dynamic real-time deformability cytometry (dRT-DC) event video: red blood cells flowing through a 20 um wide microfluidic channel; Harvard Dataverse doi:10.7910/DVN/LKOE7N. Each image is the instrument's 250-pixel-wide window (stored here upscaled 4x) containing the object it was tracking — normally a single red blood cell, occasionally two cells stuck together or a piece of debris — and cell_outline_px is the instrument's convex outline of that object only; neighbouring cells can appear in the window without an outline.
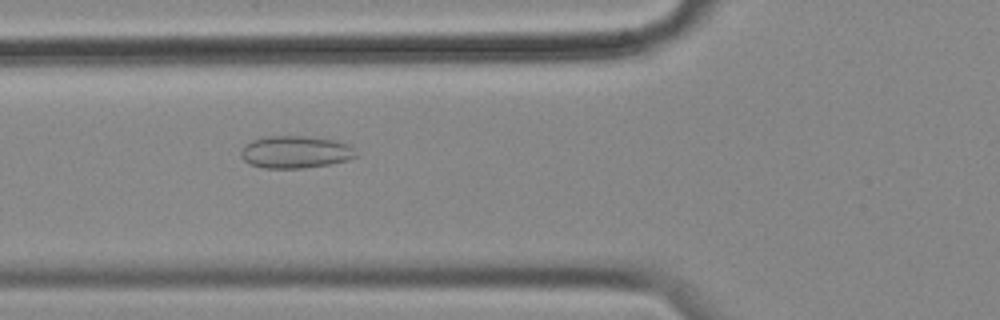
{"species": "common noctule bat (a hibernating species)", "species_latin": "Nyctalus noctula", "temperature_condition": "cold", "stored_images_in_passage": 57, "camera_frame_rate_fps": 3000, "um_per_image_px": 0.085, "animal": {"sex": "female", "body_mass_g": 18.4}, "frame": {"image": 1, "passage_image": 21, "time_ms": 6.667, "image_size_px": [1000, 320], "cell_outline_px": [[356, 156], [348, 160], [328, 164], [304, 168], [264, 168], [248, 164], [240, 156], [240, 152], [244, 144], [252, 140], [264, 136], [304, 136], [336, 140], [348, 144], [352, 148]], "centroid_in_image_um": [25.05, 12.92], "position_along_channel_um": 100.8, "area_um2": 21.73}}
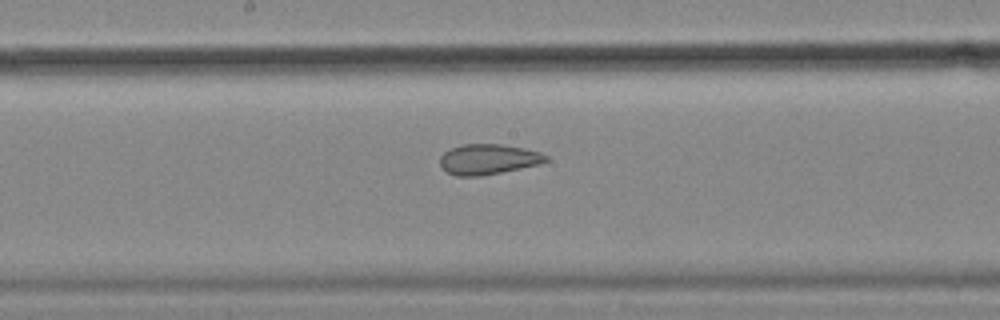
{"frame": {"image": 2, "passage_image": 30, "time_ms": 9.667, "image_size_px": [1000, 320], "cell_outline_px": [[548, 160], [540, 164], [480, 176], [456, 176], [448, 172], [440, 164], [440, 156], [444, 152], [460, 144], [500, 144], [524, 148], [540, 152], [548, 156]], "centroid_in_image_um": [41.5, 13.53], "position_along_channel_um": 206.7, "area_um2": 18.61}}
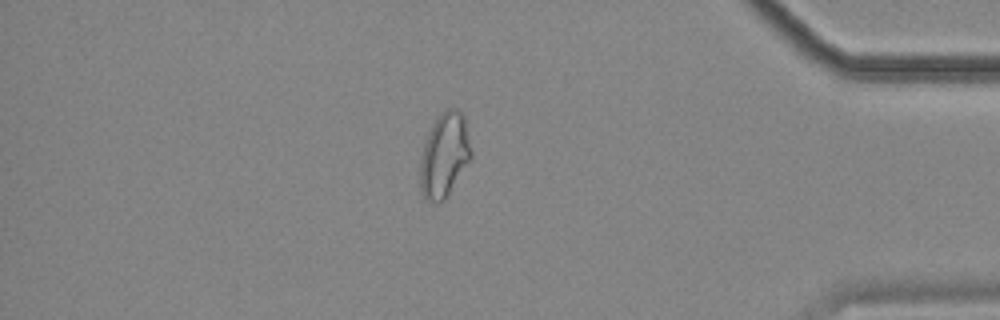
{"frame": {"image": 3, "passage_image": 49, "time_ms": 16.0, "image_size_px": [1000, 320], "cell_outline_px": [[472, 156], [444, 200], [424, 200], [420, 188], [420, 160], [424, 144], [428, 132], [432, 124], [448, 108], [460, 108], [464, 116], [472, 152]], "centroid_in_image_um": [37.77, 13.16], "position_along_channel_um": 397.4, "area_um2": 24.68}, "authors_computed_cell_mechanics": {"area_um2": 24.2182, "velocity_mm_per_s": 3.5365, "shape_relaxation_time_tau1_ms": null, "shape_relaxation_time_tau2_ms": 1.8917, "deformation_change_tau1": null, "deformation_change_tau2": 0.0842}}